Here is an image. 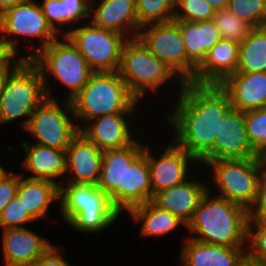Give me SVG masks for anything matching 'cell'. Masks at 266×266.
I'll return each instance as SVG.
<instances>
[{"mask_svg": "<svg viewBox=\"0 0 266 266\" xmlns=\"http://www.w3.org/2000/svg\"><path fill=\"white\" fill-rule=\"evenodd\" d=\"M177 102L166 119L175 131L173 141L197 163L213 161V147L221 121L232 107L228 94L219 85L185 82Z\"/></svg>", "mask_w": 266, "mask_h": 266, "instance_id": "6da1fadb", "label": "cell"}, {"mask_svg": "<svg viewBox=\"0 0 266 266\" xmlns=\"http://www.w3.org/2000/svg\"><path fill=\"white\" fill-rule=\"evenodd\" d=\"M202 197L187 230L193 240L226 247H245L247 243V210L226 198L210 195ZM197 235V236H196Z\"/></svg>", "mask_w": 266, "mask_h": 266, "instance_id": "7a4b0ae2", "label": "cell"}, {"mask_svg": "<svg viewBox=\"0 0 266 266\" xmlns=\"http://www.w3.org/2000/svg\"><path fill=\"white\" fill-rule=\"evenodd\" d=\"M59 199L60 213L64 220L83 233L107 229L121 214L113 205L110 196L94 184H60Z\"/></svg>", "mask_w": 266, "mask_h": 266, "instance_id": "3957f363", "label": "cell"}, {"mask_svg": "<svg viewBox=\"0 0 266 266\" xmlns=\"http://www.w3.org/2000/svg\"><path fill=\"white\" fill-rule=\"evenodd\" d=\"M75 119L84 124L102 115L134 113L140 101L130 92L119 72H95L71 100Z\"/></svg>", "mask_w": 266, "mask_h": 266, "instance_id": "277c9868", "label": "cell"}, {"mask_svg": "<svg viewBox=\"0 0 266 266\" xmlns=\"http://www.w3.org/2000/svg\"><path fill=\"white\" fill-rule=\"evenodd\" d=\"M30 60L41 72L46 95L50 99H54L49 95L51 88L47 77H50V75H53L66 88H69L70 92L66 99L70 101L83 89L95 73L67 36H63V41H59L58 38L52 41L48 46L38 51Z\"/></svg>", "mask_w": 266, "mask_h": 266, "instance_id": "5b68a950", "label": "cell"}, {"mask_svg": "<svg viewBox=\"0 0 266 266\" xmlns=\"http://www.w3.org/2000/svg\"><path fill=\"white\" fill-rule=\"evenodd\" d=\"M47 98L38 67L24 59L8 76L0 96V125L25 117V129L35 109Z\"/></svg>", "mask_w": 266, "mask_h": 266, "instance_id": "8992f818", "label": "cell"}, {"mask_svg": "<svg viewBox=\"0 0 266 266\" xmlns=\"http://www.w3.org/2000/svg\"><path fill=\"white\" fill-rule=\"evenodd\" d=\"M118 72L139 101L146 92L156 93L161 85L176 75L138 37L125 42Z\"/></svg>", "mask_w": 266, "mask_h": 266, "instance_id": "52a82bcc", "label": "cell"}, {"mask_svg": "<svg viewBox=\"0 0 266 266\" xmlns=\"http://www.w3.org/2000/svg\"><path fill=\"white\" fill-rule=\"evenodd\" d=\"M211 168L220 197L244 207L253 205L262 172L255 158L205 161Z\"/></svg>", "mask_w": 266, "mask_h": 266, "instance_id": "ba28073f", "label": "cell"}, {"mask_svg": "<svg viewBox=\"0 0 266 266\" xmlns=\"http://www.w3.org/2000/svg\"><path fill=\"white\" fill-rule=\"evenodd\" d=\"M86 25L66 30V36L83 55L94 72H116L128 38L116 31L96 26L92 21Z\"/></svg>", "mask_w": 266, "mask_h": 266, "instance_id": "9c48e42d", "label": "cell"}, {"mask_svg": "<svg viewBox=\"0 0 266 266\" xmlns=\"http://www.w3.org/2000/svg\"><path fill=\"white\" fill-rule=\"evenodd\" d=\"M63 104H59L56 99L46 98L35 109L24 129L38 140L35 144L66 150L79 134L81 127L74 122L71 101L67 100Z\"/></svg>", "mask_w": 266, "mask_h": 266, "instance_id": "30bf717a", "label": "cell"}, {"mask_svg": "<svg viewBox=\"0 0 266 266\" xmlns=\"http://www.w3.org/2000/svg\"><path fill=\"white\" fill-rule=\"evenodd\" d=\"M0 33V39L12 55H17L18 40H20L14 36L41 38V41H39L41 42L40 46L36 47V50L31 51L27 56H24V59H31L38 51L59 38V34L48 24L40 3L34 0H27L6 9Z\"/></svg>", "mask_w": 266, "mask_h": 266, "instance_id": "8fae6325", "label": "cell"}, {"mask_svg": "<svg viewBox=\"0 0 266 266\" xmlns=\"http://www.w3.org/2000/svg\"><path fill=\"white\" fill-rule=\"evenodd\" d=\"M137 37L152 54L172 69L182 88L187 82V54L179 26L174 21L148 24L140 28Z\"/></svg>", "mask_w": 266, "mask_h": 266, "instance_id": "7c38bea8", "label": "cell"}, {"mask_svg": "<svg viewBox=\"0 0 266 266\" xmlns=\"http://www.w3.org/2000/svg\"><path fill=\"white\" fill-rule=\"evenodd\" d=\"M149 149L147 145H144L153 197L159 191L172 188L187 180L189 164L196 160L182 147L172 141L158 158L151 155L152 152Z\"/></svg>", "mask_w": 266, "mask_h": 266, "instance_id": "4fadbf2b", "label": "cell"}, {"mask_svg": "<svg viewBox=\"0 0 266 266\" xmlns=\"http://www.w3.org/2000/svg\"><path fill=\"white\" fill-rule=\"evenodd\" d=\"M143 152L144 146L137 140L122 149L103 151L97 186L110 196L113 205L120 213L124 211L125 167L131 165Z\"/></svg>", "mask_w": 266, "mask_h": 266, "instance_id": "5bb4252c", "label": "cell"}, {"mask_svg": "<svg viewBox=\"0 0 266 266\" xmlns=\"http://www.w3.org/2000/svg\"><path fill=\"white\" fill-rule=\"evenodd\" d=\"M257 157L246 130L245 112L231 107L221 121L213 147V160Z\"/></svg>", "mask_w": 266, "mask_h": 266, "instance_id": "9a60e30c", "label": "cell"}, {"mask_svg": "<svg viewBox=\"0 0 266 266\" xmlns=\"http://www.w3.org/2000/svg\"><path fill=\"white\" fill-rule=\"evenodd\" d=\"M239 52V43L221 39L207 52L190 83L220 85L227 77L237 72Z\"/></svg>", "mask_w": 266, "mask_h": 266, "instance_id": "2e32d148", "label": "cell"}, {"mask_svg": "<svg viewBox=\"0 0 266 266\" xmlns=\"http://www.w3.org/2000/svg\"><path fill=\"white\" fill-rule=\"evenodd\" d=\"M180 28L187 54V82L194 78L196 69L204 61L207 52L222 37L213 20L198 22L173 20Z\"/></svg>", "mask_w": 266, "mask_h": 266, "instance_id": "e0dca14e", "label": "cell"}, {"mask_svg": "<svg viewBox=\"0 0 266 266\" xmlns=\"http://www.w3.org/2000/svg\"><path fill=\"white\" fill-rule=\"evenodd\" d=\"M127 114L132 115V113H114L98 116L87 121L85 127L81 126L79 133L102 151L128 147L135 139L130 133L129 121L125 120Z\"/></svg>", "mask_w": 266, "mask_h": 266, "instance_id": "ac0fdd59", "label": "cell"}, {"mask_svg": "<svg viewBox=\"0 0 266 266\" xmlns=\"http://www.w3.org/2000/svg\"><path fill=\"white\" fill-rule=\"evenodd\" d=\"M5 266H31L53 245L26 227L3 229Z\"/></svg>", "mask_w": 266, "mask_h": 266, "instance_id": "d6986e66", "label": "cell"}, {"mask_svg": "<svg viewBox=\"0 0 266 266\" xmlns=\"http://www.w3.org/2000/svg\"><path fill=\"white\" fill-rule=\"evenodd\" d=\"M219 86L233 108L247 112L266 107V72H236Z\"/></svg>", "mask_w": 266, "mask_h": 266, "instance_id": "ffe728a7", "label": "cell"}, {"mask_svg": "<svg viewBox=\"0 0 266 266\" xmlns=\"http://www.w3.org/2000/svg\"><path fill=\"white\" fill-rule=\"evenodd\" d=\"M90 12H93L90 21L96 26L116 31L128 39L138 36L141 27L138 25L136 0H101L99 5L91 0Z\"/></svg>", "mask_w": 266, "mask_h": 266, "instance_id": "44dd1931", "label": "cell"}, {"mask_svg": "<svg viewBox=\"0 0 266 266\" xmlns=\"http://www.w3.org/2000/svg\"><path fill=\"white\" fill-rule=\"evenodd\" d=\"M208 189L210 188L202 182L187 179L179 185L159 191L152 202L178 217L187 226Z\"/></svg>", "mask_w": 266, "mask_h": 266, "instance_id": "7402d4cb", "label": "cell"}, {"mask_svg": "<svg viewBox=\"0 0 266 266\" xmlns=\"http://www.w3.org/2000/svg\"><path fill=\"white\" fill-rule=\"evenodd\" d=\"M68 173L72 174V183L97 185L103 151L79 133L66 148ZM74 178V179H72Z\"/></svg>", "mask_w": 266, "mask_h": 266, "instance_id": "603a6c76", "label": "cell"}, {"mask_svg": "<svg viewBox=\"0 0 266 266\" xmlns=\"http://www.w3.org/2000/svg\"><path fill=\"white\" fill-rule=\"evenodd\" d=\"M26 153L22 165L25 170L33 175L28 178L48 180L57 183L54 179L66 175L68 172V160L65 150H59L48 146L38 145L27 141L22 142Z\"/></svg>", "mask_w": 266, "mask_h": 266, "instance_id": "cb8c5ba5", "label": "cell"}, {"mask_svg": "<svg viewBox=\"0 0 266 266\" xmlns=\"http://www.w3.org/2000/svg\"><path fill=\"white\" fill-rule=\"evenodd\" d=\"M246 249L226 247L185 239L181 250L184 266H236L246 255Z\"/></svg>", "mask_w": 266, "mask_h": 266, "instance_id": "d4e9b609", "label": "cell"}, {"mask_svg": "<svg viewBox=\"0 0 266 266\" xmlns=\"http://www.w3.org/2000/svg\"><path fill=\"white\" fill-rule=\"evenodd\" d=\"M23 178L19 174L17 195L35 219L44 218L50 204L59 198V186L48 180Z\"/></svg>", "mask_w": 266, "mask_h": 266, "instance_id": "484cf974", "label": "cell"}, {"mask_svg": "<svg viewBox=\"0 0 266 266\" xmlns=\"http://www.w3.org/2000/svg\"><path fill=\"white\" fill-rule=\"evenodd\" d=\"M149 165L143 152L131 165L125 167L124 210L152 201Z\"/></svg>", "mask_w": 266, "mask_h": 266, "instance_id": "4316f807", "label": "cell"}, {"mask_svg": "<svg viewBox=\"0 0 266 266\" xmlns=\"http://www.w3.org/2000/svg\"><path fill=\"white\" fill-rule=\"evenodd\" d=\"M40 6L48 24L56 33H61V38L66 36V31L57 24L61 27L91 17V0H43Z\"/></svg>", "mask_w": 266, "mask_h": 266, "instance_id": "83f0119b", "label": "cell"}, {"mask_svg": "<svg viewBox=\"0 0 266 266\" xmlns=\"http://www.w3.org/2000/svg\"><path fill=\"white\" fill-rule=\"evenodd\" d=\"M128 213L133 217L134 221L142 222L140 229L141 236H164L179 225L185 223L178 217L166 210L160 209L152 201L131 208Z\"/></svg>", "mask_w": 266, "mask_h": 266, "instance_id": "f1b7e54d", "label": "cell"}, {"mask_svg": "<svg viewBox=\"0 0 266 266\" xmlns=\"http://www.w3.org/2000/svg\"><path fill=\"white\" fill-rule=\"evenodd\" d=\"M237 72H266V26L255 28L240 43Z\"/></svg>", "mask_w": 266, "mask_h": 266, "instance_id": "f546056e", "label": "cell"}, {"mask_svg": "<svg viewBox=\"0 0 266 266\" xmlns=\"http://www.w3.org/2000/svg\"><path fill=\"white\" fill-rule=\"evenodd\" d=\"M212 20L216 24L222 39L239 44L255 29L251 23L239 18L227 7L216 10Z\"/></svg>", "mask_w": 266, "mask_h": 266, "instance_id": "4dcf8cb0", "label": "cell"}, {"mask_svg": "<svg viewBox=\"0 0 266 266\" xmlns=\"http://www.w3.org/2000/svg\"><path fill=\"white\" fill-rule=\"evenodd\" d=\"M138 25L173 21L175 0H136Z\"/></svg>", "mask_w": 266, "mask_h": 266, "instance_id": "1f68e13d", "label": "cell"}, {"mask_svg": "<svg viewBox=\"0 0 266 266\" xmlns=\"http://www.w3.org/2000/svg\"><path fill=\"white\" fill-rule=\"evenodd\" d=\"M227 8L255 28L266 26V0H229Z\"/></svg>", "mask_w": 266, "mask_h": 266, "instance_id": "d6a6232c", "label": "cell"}, {"mask_svg": "<svg viewBox=\"0 0 266 266\" xmlns=\"http://www.w3.org/2000/svg\"><path fill=\"white\" fill-rule=\"evenodd\" d=\"M175 9L173 20L192 22L212 20L216 11L206 0H175Z\"/></svg>", "mask_w": 266, "mask_h": 266, "instance_id": "836d02e7", "label": "cell"}, {"mask_svg": "<svg viewBox=\"0 0 266 266\" xmlns=\"http://www.w3.org/2000/svg\"><path fill=\"white\" fill-rule=\"evenodd\" d=\"M249 141L256 152L266 146V107L245 112Z\"/></svg>", "mask_w": 266, "mask_h": 266, "instance_id": "e575fe53", "label": "cell"}, {"mask_svg": "<svg viewBox=\"0 0 266 266\" xmlns=\"http://www.w3.org/2000/svg\"><path fill=\"white\" fill-rule=\"evenodd\" d=\"M35 220L16 194L0 214V229L21 228L24 227L23 224Z\"/></svg>", "mask_w": 266, "mask_h": 266, "instance_id": "d590c367", "label": "cell"}, {"mask_svg": "<svg viewBox=\"0 0 266 266\" xmlns=\"http://www.w3.org/2000/svg\"><path fill=\"white\" fill-rule=\"evenodd\" d=\"M247 241L250 248L246 255L266 266V223H248Z\"/></svg>", "mask_w": 266, "mask_h": 266, "instance_id": "8d00e7d4", "label": "cell"}, {"mask_svg": "<svg viewBox=\"0 0 266 266\" xmlns=\"http://www.w3.org/2000/svg\"><path fill=\"white\" fill-rule=\"evenodd\" d=\"M248 223H266V174H262L253 205L248 209Z\"/></svg>", "mask_w": 266, "mask_h": 266, "instance_id": "74e56055", "label": "cell"}, {"mask_svg": "<svg viewBox=\"0 0 266 266\" xmlns=\"http://www.w3.org/2000/svg\"><path fill=\"white\" fill-rule=\"evenodd\" d=\"M19 185V174L5 172L0 177V214L7 204L16 196Z\"/></svg>", "mask_w": 266, "mask_h": 266, "instance_id": "f35d334b", "label": "cell"}, {"mask_svg": "<svg viewBox=\"0 0 266 266\" xmlns=\"http://www.w3.org/2000/svg\"><path fill=\"white\" fill-rule=\"evenodd\" d=\"M62 250V247H51L31 266H71L60 254Z\"/></svg>", "mask_w": 266, "mask_h": 266, "instance_id": "ab89813d", "label": "cell"}, {"mask_svg": "<svg viewBox=\"0 0 266 266\" xmlns=\"http://www.w3.org/2000/svg\"><path fill=\"white\" fill-rule=\"evenodd\" d=\"M16 55H11L1 66H0V96L4 90L5 82L10 73L24 60V56L16 59ZM15 58V59H14ZM12 60L14 61L12 63Z\"/></svg>", "mask_w": 266, "mask_h": 266, "instance_id": "60d3db41", "label": "cell"}, {"mask_svg": "<svg viewBox=\"0 0 266 266\" xmlns=\"http://www.w3.org/2000/svg\"><path fill=\"white\" fill-rule=\"evenodd\" d=\"M257 160L262 174H266V146L257 152Z\"/></svg>", "mask_w": 266, "mask_h": 266, "instance_id": "b9f144b4", "label": "cell"}, {"mask_svg": "<svg viewBox=\"0 0 266 266\" xmlns=\"http://www.w3.org/2000/svg\"><path fill=\"white\" fill-rule=\"evenodd\" d=\"M12 54L7 50L5 44L0 39V66L11 56Z\"/></svg>", "mask_w": 266, "mask_h": 266, "instance_id": "7bdbcfd3", "label": "cell"}, {"mask_svg": "<svg viewBox=\"0 0 266 266\" xmlns=\"http://www.w3.org/2000/svg\"><path fill=\"white\" fill-rule=\"evenodd\" d=\"M236 266H263L259 261L249 258L247 255Z\"/></svg>", "mask_w": 266, "mask_h": 266, "instance_id": "ee69618b", "label": "cell"}, {"mask_svg": "<svg viewBox=\"0 0 266 266\" xmlns=\"http://www.w3.org/2000/svg\"><path fill=\"white\" fill-rule=\"evenodd\" d=\"M215 10H220L228 6L229 0H206Z\"/></svg>", "mask_w": 266, "mask_h": 266, "instance_id": "f6af8a7d", "label": "cell"}, {"mask_svg": "<svg viewBox=\"0 0 266 266\" xmlns=\"http://www.w3.org/2000/svg\"><path fill=\"white\" fill-rule=\"evenodd\" d=\"M25 1L27 0H0V7L5 11L10 7H13Z\"/></svg>", "mask_w": 266, "mask_h": 266, "instance_id": "bcb514c9", "label": "cell"}, {"mask_svg": "<svg viewBox=\"0 0 266 266\" xmlns=\"http://www.w3.org/2000/svg\"><path fill=\"white\" fill-rule=\"evenodd\" d=\"M4 10L0 7V31L3 25Z\"/></svg>", "mask_w": 266, "mask_h": 266, "instance_id": "7dc6e473", "label": "cell"}, {"mask_svg": "<svg viewBox=\"0 0 266 266\" xmlns=\"http://www.w3.org/2000/svg\"><path fill=\"white\" fill-rule=\"evenodd\" d=\"M6 172L3 166L0 164V177Z\"/></svg>", "mask_w": 266, "mask_h": 266, "instance_id": "c3c4849f", "label": "cell"}]
</instances>
